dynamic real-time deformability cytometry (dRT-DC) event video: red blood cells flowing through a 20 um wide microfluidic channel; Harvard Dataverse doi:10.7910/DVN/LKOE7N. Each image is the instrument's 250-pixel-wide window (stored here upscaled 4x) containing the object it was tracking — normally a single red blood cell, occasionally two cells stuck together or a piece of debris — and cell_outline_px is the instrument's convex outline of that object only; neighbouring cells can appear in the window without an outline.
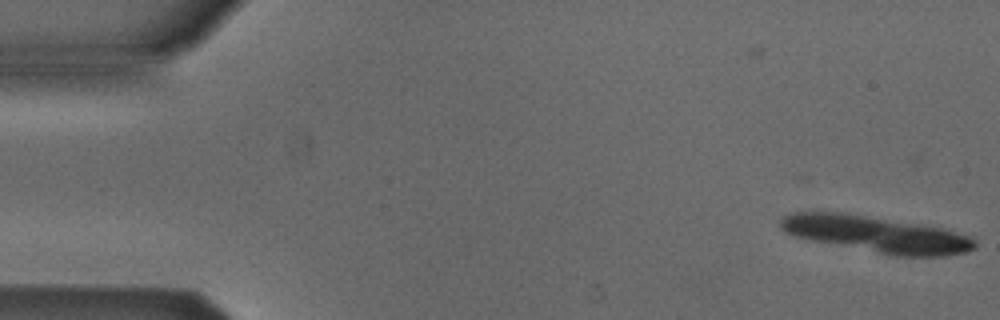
{"species": "Egyptian fruit bat (a non-hibernating species)", "species_latin": "Rousettus aegyptiacus", "temperature_condition": "cold", "stored_images_in_passage": 7, "camera_frame_rate_fps": 3000, "um_per_image_px": 0.085, "animal": {"sex": "male"}, "frame": {"image": 1, "passage_image": 7, "time_ms": 2.0, "image_size_px": [1000, 320], "cell_outline_px": [[976, 248], [968, 252], [944, 256], [896, 256], [804, 240], [792, 236], [784, 232], [780, 228], [780, 220], [784, 216], [792, 212], [840, 212], [920, 224], [944, 228], [968, 236], [976, 240]], "centroid_in_image_um": [74.44, 19.92], "position_along_channel_um": 10.6, "area_um2": 41.56}}